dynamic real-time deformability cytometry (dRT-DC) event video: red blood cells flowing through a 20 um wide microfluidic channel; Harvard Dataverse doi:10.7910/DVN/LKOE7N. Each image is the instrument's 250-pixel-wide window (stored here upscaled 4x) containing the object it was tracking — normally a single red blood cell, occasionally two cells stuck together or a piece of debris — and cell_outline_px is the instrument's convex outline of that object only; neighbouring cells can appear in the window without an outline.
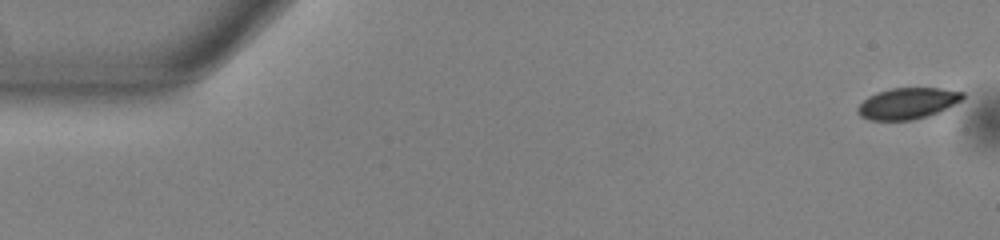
{"species": "common noctule bat (a hibernating species)", "species_latin": "Nyctalus noctula", "temperature_condition": "warm", "stored_images_in_passage": 54, "camera_frame_rate_fps": 3000, "um_per_image_px": 0.085, "animal": {"sex": "male", "body_mass_g": 13.0, "forearm_length_mm": 53.1}, "frame": {"image": 1, "passage_image": 1, "time_ms": 0.0, "image_size_px": [1000, 240], "cell_outline_px": [[964, 96], [960, 100], [940, 112], [912, 120], [872, 120], [860, 116], [856, 112], [856, 108], [868, 96], [876, 92], [892, 88], [940, 88], [964, 92]], "centroid_in_image_um": [77.11, 8.78], "position_along_channel_um": 7.9, "area_um2": 19.02}}
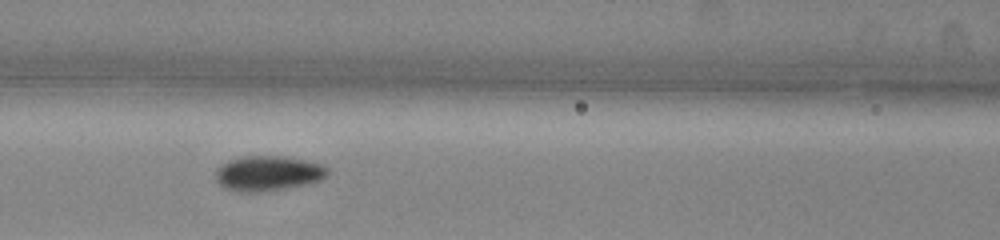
{"frame": {"image": 2, "passage_image": 23, "time_ms": 7.333, "image_size_px": [1000, 240], "cell_outline_px": [[328, 176], [320, 180], [304, 184], [284, 188], [260, 192], [236, 192], [224, 188], [216, 180], [216, 168], [228, 160], [244, 156], [280, 156], [304, 160], [320, 164], [328, 168]], "centroid_in_image_um": [22.74, 14.73], "position_along_channel_um": 143.9, "area_um2": 22.77}}
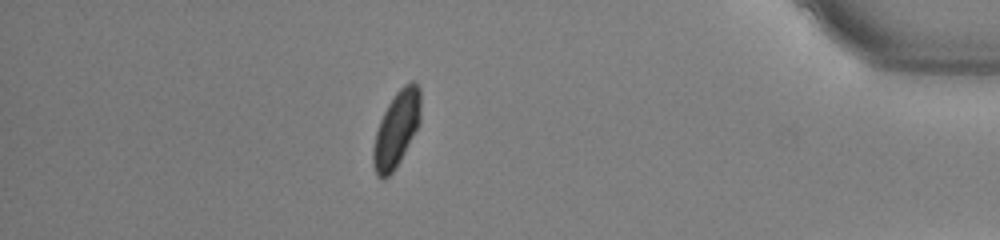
{"frame": {"image": 3, "passage_image": 47, "time_ms": 15.333, "image_size_px": [1000, 240], "cell_outline_px": [[420, 124], [400, 160], [392, 172], [384, 180], [376, 176], [372, 164], [372, 148], [376, 132], [380, 120], [388, 104], [396, 92], [404, 84], [412, 80], [420, 88]], "centroid_in_image_um": [33.68, 10.99], "position_along_channel_um": 401.5, "area_um2": 20.98}, "authors_computed_cell_mechanics": {"area_um2": 20.8658, "velocity_mm_per_s": 3.7962, "shape_relaxation_time_tau1_ms": 1.9431, "shape_relaxation_time_tau2_ms": null, "deformation_change_tau1": 0.0757, "deformation_change_tau2": null}}